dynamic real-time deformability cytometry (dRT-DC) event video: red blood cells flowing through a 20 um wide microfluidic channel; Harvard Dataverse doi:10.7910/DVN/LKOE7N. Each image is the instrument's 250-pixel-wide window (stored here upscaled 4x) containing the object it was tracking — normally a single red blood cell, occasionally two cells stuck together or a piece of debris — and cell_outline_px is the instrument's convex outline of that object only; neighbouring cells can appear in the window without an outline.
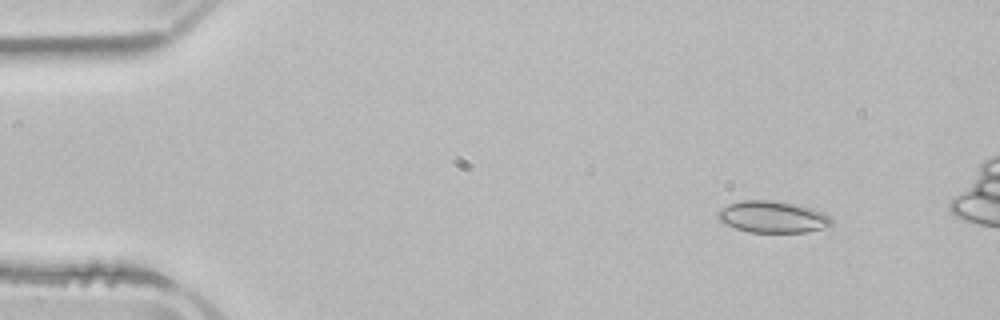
{"species": "common noctule bat (a hibernating species)", "species_latin": "Nyctalus noctula", "temperature_condition": "room temperature", "stored_images_in_passage": 4, "camera_frame_rate_fps": 3000, "um_per_image_px": 0.085, "animal": {"sex": "male", "body_mass_g": 21.5, "forearm_length_mm": 52.0}, "frame": {"image": 1, "passage_image": 1, "time_ms": 0.0, "image_size_px": [1000, 320], "cell_outline_px": [[832, 228], [808, 232], [748, 232], [724, 224], [716, 216], [716, 212], [720, 208], [728, 204], [744, 200], [772, 200], [812, 208], [828, 216], [832, 220]], "centroid_in_image_um": [65.67, 18.45], "position_along_channel_um": 19.3, "area_um2": 21.15}}
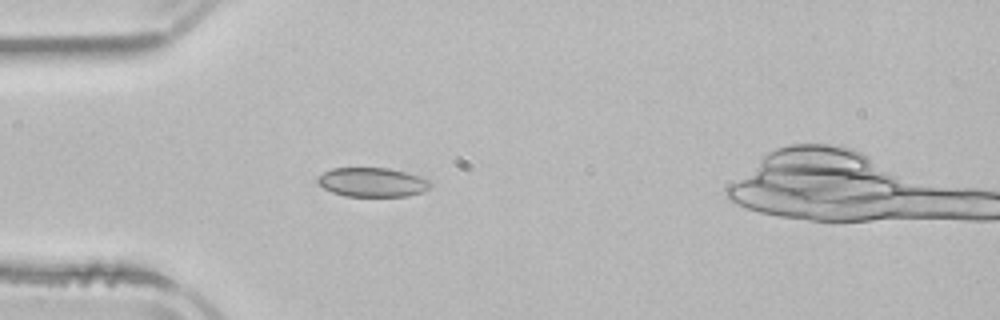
{"frame": {"image": 2, "passage_image": 3, "time_ms": 3.0, "image_size_px": [1000, 320], "cell_outline_px": [[432, 184], [424, 192], [408, 196], [344, 196], [332, 192], [324, 188], [316, 180], [316, 176], [332, 168], [388, 168], [420, 176], [428, 180]], "centroid_in_image_um": [31.63, 15.49], "position_along_channel_um": 53.4, "area_um2": 19.19}}